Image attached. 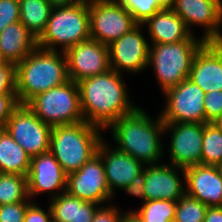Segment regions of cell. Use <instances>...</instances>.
Segmentation results:
<instances>
[{
    "label": "cell",
    "mask_w": 222,
    "mask_h": 222,
    "mask_svg": "<svg viewBox=\"0 0 222 222\" xmlns=\"http://www.w3.org/2000/svg\"><path fill=\"white\" fill-rule=\"evenodd\" d=\"M121 222H143L134 212L128 211L123 214Z\"/></svg>",
    "instance_id": "cell-40"
},
{
    "label": "cell",
    "mask_w": 222,
    "mask_h": 222,
    "mask_svg": "<svg viewBox=\"0 0 222 222\" xmlns=\"http://www.w3.org/2000/svg\"><path fill=\"white\" fill-rule=\"evenodd\" d=\"M52 9L47 0H19L20 22L38 39L46 29Z\"/></svg>",
    "instance_id": "cell-25"
},
{
    "label": "cell",
    "mask_w": 222,
    "mask_h": 222,
    "mask_svg": "<svg viewBox=\"0 0 222 222\" xmlns=\"http://www.w3.org/2000/svg\"><path fill=\"white\" fill-rule=\"evenodd\" d=\"M196 38L191 34L178 43L150 44L148 67L156 73L162 93L189 77L193 59L206 43Z\"/></svg>",
    "instance_id": "cell-6"
},
{
    "label": "cell",
    "mask_w": 222,
    "mask_h": 222,
    "mask_svg": "<svg viewBox=\"0 0 222 222\" xmlns=\"http://www.w3.org/2000/svg\"><path fill=\"white\" fill-rule=\"evenodd\" d=\"M170 8L191 34V25H198L205 28L201 37L205 42H222V0H170Z\"/></svg>",
    "instance_id": "cell-11"
},
{
    "label": "cell",
    "mask_w": 222,
    "mask_h": 222,
    "mask_svg": "<svg viewBox=\"0 0 222 222\" xmlns=\"http://www.w3.org/2000/svg\"><path fill=\"white\" fill-rule=\"evenodd\" d=\"M204 110L206 124L211 123L217 117L222 115V91H212L205 93Z\"/></svg>",
    "instance_id": "cell-34"
},
{
    "label": "cell",
    "mask_w": 222,
    "mask_h": 222,
    "mask_svg": "<svg viewBox=\"0 0 222 222\" xmlns=\"http://www.w3.org/2000/svg\"><path fill=\"white\" fill-rule=\"evenodd\" d=\"M122 73L110 69L77 82L80 107L87 123L104 130L137 107L130 102Z\"/></svg>",
    "instance_id": "cell-1"
},
{
    "label": "cell",
    "mask_w": 222,
    "mask_h": 222,
    "mask_svg": "<svg viewBox=\"0 0 222 222\" xmlns=\"http://www.w3.org/2000/svg\"><path fill=\"white\" fill-rule=\"evenodd\" d=\"M4 129L32 158L50 151L52 126L38 118L26 104L11 113Z\"/></svg>",
    "instance_id": "cell-10"
},
{
    "label": "cell",
    "mask_w": 222,
    "mask_h": 222,
    "mask_svg": "<svg viewBox=\"0 0 222 222\" xmlns=\"http://www.w3.org/2000/svg\"><path fill=\"white\" fill-rule=\"evenodd\" d=\"M26 105L38 118L52 127L85 121L80 107L78 85L70 79L60 86L35 95Z\"/></svg>",
    "instance_id": "cell-7"
},
{
    "label": "cell",
    "mask_w": 222,
    "mask_h": 222,
    "mask_svg": "<svg viewBox=\"0 0 222 222\" xmlns=\"http://www.w3.org/2000/svg\"><path fill=\"white\" fill-rule=\"evenodd\" d=\"M203 222H222V206L208 207Z\"/></svg>",
    "instance_id": "cell-39"
},
{
    "label": "cell",
    "mask_w": 222,
    "mask_h": 222,
    "mask_svg": "<svg viewBox=\"0 0 222 222\" xmlns=\"http://www.w3.org/2000/svg\"><path fill=\"white\" fill-rule=\"evenodd\" d=\"M103 129L86 121L53 126L50 152L66 175L78 171L98 152Z\"/></svg>",
    "instance_id": "cell-4"
},
{
    "label": "cell",
    "mask_w": 222,
    "mask_h": 222,
    "mask_svg": "<svg viewBox=\"0 0 222 222\" xmlns=\"http://www.w3.org/2000/svg\"><path fill=\"white\" fill-rule=\"evenodd\" d=\"M207 208L201 201L185 194L176 202L173 222H203Z\"/></svg>",
    "instance_id": "cell-30"
},
{
    "label": "cell",
    "mask_w": 222,
    "mask_h": 222,
    "mask_svg": "<svg viewBox=\"0 0 222 222\" xmlns=\"http://www.w3.org/2000/svg\"><path fill=\"white\" fill-rule=\"evenodd\" d=\"M37 47V38L20 22L8 25L0 33V56L3 61L21 62Z\"/></svg>",
    "instance_id": "cell-22"
},
{
    "label": "cell",
    "mask_w": 222,
    "mask_h": 222,
    "mask_svg": "<svg viewBox=\"0 0 222 222\" xmlns=\"http://www.w3.org/2000/svg\"><path fill=\"white\" fill-rule=\"evenodd\" d=\"M218 167V169H219V172H220V174H221V177H222V164H220L219 166H217Z\"/></svg>",
    "instance_id": "cell-43"
},
{
    "label": "cell",
    "mask_w": 222,
    "mask_h": 222,
    "mask_svg": "<svg viewBox=\"0 0 222 222\" xmlns=\"http://www.w3.org/2000/svg\"><path fill=\"white\" fill-rule=\"evenodd\" d=\"M184 171L186 195L207 207L222 206V177L217 166L199 164Z\"/></svg>",
    "instance_id": "cell-18"
},
{
    "label": "cell",
    "mask_w": 222,
    "mask_h": 222,
    "mask_svg": "<svg viewBox=\"0 0 222 222\" xmlns=\"http://www.w3.org/2000/svg\"><path fill=\"white\" fill-rule=\"evenodd\" d=\"M31 157L3 128L0 129V173L27 176Z\"/></svg>",
    "instance_id": "cell-24"
},
{
    "label": "cell",
    "mask_w": 222,
    "mask_h": 222,
    "mask_svg": "<svg viewBox=\"0 0 222 222\" xmlns=\"http://www.w3.org/2000/svg\"><path fill=\"white\" fill-rule=\"evenodd\" d=\"M132 14L138 24H143L148 18L164 8L170 7V0H119Z\"/></svg>",
    "instance_id": "cell-29"
},
{
    "label": "cell",
    "mask_w": 222,
    "mask_h": 222,
    "mask_svg": "<svg viewBox=\"0 0 222 222\" xmlns=\"http://www.w3.org/2000/svg\"><path fill=\"white\" fill-rule=\"evenodd\" d=\"M65 192L100 206L114 197L107 183L102 158L96 154L78 171L66 175ZM110 200V201H109Z\"/></svg>",
    "instance_id": "cell-12"
},
{
    "label": "cell",
    "mask_w": 222,
    "mask_h": 222,
    "mask_svg": "<svg viewBox=\"0 0 222 222\" xmlns=\"http://www.w3.org/2000/svg\"><path fill=\"white\" fill-rule=\"evenodd\" d=\"M52 220L53 218L50 206L47 212L36 203H33V201L27 207L24 222H51Z\"/></svg>",
    "instance_id": "cell-37"
},
{
    "label": "cell",
    "mask_w": 222,
    "mask_h": 222,
    "mask_svg": "<svg viewBox=\"0 0 222 222\" xmlns=\"http://www.w3.org/2000/svg\"><path fill=\"white\" fill-rule=\"evenodd\" d=\"M31 203L28 197L22 202L0 205V222H24L27 207Z\"/></svg>",
    "instance_id": "cell-31"
},
{
    "label": "cell",
    "mask_w": 222,
    "mask_h": 222,
    "mask_svg": "<svg viewBox=\"0 0 222 222\" xmlns=\"http://www.w3.org/2000/svg\"><path fill=\"white\" fill-rule=\"evenodd\" d=\"M176 202L170 200L145 201L136 211L132 210L143 222H173Z\"/></svg>",
    "instance_id": "cell-27"
},
{
    "label": "cell",
    "mask_w": 222,
    "mask_h": 222,
    "mask_svg": "<svg viewBox=\"0 0 222 222\" xmlns=\"http://www.w3.org/2000/svg\"><path fill=\"white\" fill-rule=\"evenodd\" d=\"M220 132H222V115L211 122Z\"/></svg>",
    "instance_id": "cell-42"
},
{
    "label": "cell",
    "mask_w": 222,
    "mask_h": 222,
    "mask_svg": "<svg viewBox=\"0 0 222 222\" xmlns=\"http://www.w3.org/2000/svg\"><path fill=\"white\" fill-rule=\"evenodd\" d=\"M145 200H170L177 202L186 194L177 170L182 171L185 181V171L182 167L172 164H157L145 166Z\"/></svg>",
    "instance_id": "cell-17"
},
{
    "label": "cell",
    "mask_w": 222,
    "mask_h": 222,
    "mask_svg": "<svg viewBox=\"0 0 222 222\" xmlns=\"http://www.w3.org/2000/svg\"><path fill=\"white\" fill-rule=\"evenodd\" d=\"M164 125L160 115L157 120H152L145 110L137 106L107 129H112L111 134L117 149L145 165H157L164 153L160 139L164 135Z\"/></svg>",
    "instance_id": "cell-2"
},
{
    "label": "cell",
    "mask_w": 222,
    "mask_h": 222,
    "mask_svg": "<svg viewBox=\"0 0 222 222\" xmlns=\"http://www.w3.org/2000/svg\"><path fill=\"white\" fill-rule=\"evenodd\" d=\"M142 25H147L152 44L178 43L191 35L183 20L170 7L157 12Z\"/></svg>",
    "instance_id": "cell-21"
},
{
    "label": "cell",
    "mask_w": 222,
    "mask_h": 222,
    "mask_svg": "<svg viewBox=\"0 0 222 222\" xmlns=\"http://www.w3.org/2000/svg\"><path fill=\"white\" fill-rule=\"evenodd\" d=\"M90 39L89 2L78 0L71 5L54 6L46 29L37 39V47L65 52ZM57 46V47H56Z\"/></svg>",
    "instance_id": "cell-5"
},
{
    "label": "cell",
    "mask_w": 222,
    "mask_h": 222,
    "mask_svg": "<svg viewBox=\"0 0 222 222\" xmlns=\"http://www.w3.org/2000/svg\"><path fill=\"white\" fill-rule=\"evenodd\" d=\"M123 214L117 206L111 204L108 207L107 205L99 206L95 211L92 222H121Z\"/></svg>",
    "instance_id": "cell-36"
},
{
    "label": "cell",
    "mask_w": 222,
    "mask_h": 222,
    "mask_svg": "<svg viewBox=\"0 0 222 222\" xmlns=\"http://www.w3.org/2000/svg\"><path fill=\"white\" fill-rule=\"evenodd\" d=\"M188 78L205 93L222 91V42H206L199 49Z\"/></svg>",
    "instance_id": "cell-19"
},
{
    "label": "cell",
    "mask_w": 222,
    "mask_h": 222,
    "mask_svg": "<svg viewBox=\"0 0 222 222\" xmlns=\"http://www.w3.org/2000/svg\"><path fill=\"white\" fill-rule=\"evenodd\" d=\"M90 38L109 45L138 23L119 0H88Z\"/></svg>",
    "instance_id": "cell-8"
},
{
    "label": "cell",
    "mask_w": 222,
    "mask_h": 222,
    "mask_svg": "<svg viewBox=\"0 0 222 222\" xmlns=\"http://www.w3.org/2000/svg\"><path fill=\"white\" fill-rule=\"evenodd\" d=\"M64 53L68 78L76 83L110 70L108 46L91 38L68 48Z\"/></svg>",
    "instance_id": "cell-13"
},
{
    "label": "cell",
    "mask_w": 222,
    "mask_h": 222,
    "mask_svg": "<svg viewBox=\"0 0 222 222\" xmlns=\"http://www.w3.org/2000/svg\"><path fill=\"white\" fill-rule=\"evenodd\" d=\"M27 198V176L0 173V205L22 202Z\"/></svg>",
    "instance_id": "cell-26"
},
{
    "label": "cell",
    "mask_w": 222,
    "mask_h": 222,
    "mask_svg": "<svg viewBox=\"0 0 222 222\" xmlns=\"http://www.w3.org/2000/svg\"><path fill=\"white\" fill-rule=\"evenodd\" d=\"M166 106L160 117L164 123L206 124L205 92L189 78L163 92Z\"/></svg>",
    "instance_id": "cell-9"
},
{
    "label": "cell",
    "mask_w": 222,
    "mask_h": 222,
    "mask_svg": "<svg viewBox=\"0 0 222 222\" xmlns=\"http://www.w3.org/2000/svg\"><path fill=\"white\" fill-rule=\"evenodd\" d=\"M19 105L16 93H0V129H3L12 111Z\"/></svg>",
    "instance_id": "cell-35"
},
{
    "label": "cell",
    "mask_w": 222,
    "mask_h": 222,
    "mask_svg": "<svg viewBox=\"0 0 222 222\" xmlns=\"http://www.w3.org/2000/svg\"><path fill=\"white\" fill-rule=\"evenodd\" d=\"M107 141L102 140L97 154L102 158L106 179L112 195L115 189L123 190L144 169V164L131 157L116 146L111 149L106 146Z\"/></svg>",
    "instance_id": "cell-20"
},
{
    "label": "cell",
    "mask_w": 222,
    "mask_h": 222,
    "mask_svg": "<svg viewBox=\"0 0 222 222\" xmlns=\"http://www.w3.org/2000/svg\"><path fill=\"white\" fill-rule=\"evenodd\" d=\"M52 218L56 222H92L95 211L100 206L83 201L64 192L50 199Z\"/></svg>",
    "instance_id": "cell-23"
},
{
    "label": "cell",
    "mask_w": 222,
    "mask_h": 222,
    "mask_svg": "<svg viewBox=\"0 0 222 222\" xmlns=\"http://www.w3.org/2000/svg\"><path fill=\"white\" fill-rule=\"evenodd\" d=\"M201 164L211 166L222 164V132L212 123L204 124Z\"/></svg>",
    "instance_id": "cell-28"
},
{
    "label": "cell",
    "mask_w": 222,
    "mask_h": 222,
    "mask_svg": "<svg viewBox=\"0 0 222 222\" xmlns=\"http://www.w3.org/2000/svg\"><path fill=\"white\" fill-rule=\"evenodd\" d=\"M204 124L201 123H165L164 134L170 131V163L186 168L201 164Z\"/></svg>",
    "instance_id": "cell-15"
},
{
    "label": "cell",
    "mask_w": 222,
    "mask_h": 222,
    "mask_svg": "<svg viewBox=\"0 0 222 222\" xmlns=\"http://www.w3.org/2000/svg\"><path fill=\"white\" fill-rule=\"evenodd\" d=\"M68 80L65 53L36 47L16 64L17 101L19 104H26L35 95Z\"/></svg>",
    "instance_id": "cell-3"
},
{
    "label": "cell",
    "mask_w": 222,
    "mask_h": 222,
    "mask_svg": "<svg viewBox=\"0 0 222 222\" xmlns=\"http://www.w3.org/2000/svg\"><path fill=\"white\" fill-rule=\"evenodd\" d=\"M19 18V0H0V33Z\"/></svg>",
    "instance_id": "cell-32"
},
{
    "label": "cell",
    "mask_w": 222,
    "mask_h": 222,
    "mask_svg": "<svg viewBox=\"0 0 222 222\" xmlns=\"http://www.w3.org/2000/svg\"><path fill=\"white\" fill-rule=\"evenodd\" d=\"M47 1L54 7V6L71 5L77 2L78 0H47Z\"/></svg>",
    "instance_id": "cell-41"
},
{
    "label": "cell",
    "mask_w": 222,
    "mask_h": 222,
    "mask_svg": "<svg viewBox=\"0 0 222 222\" xmlns=\"http://www.w3.org/2000/svg\"><path fill=\"white\" fill-rule=\"evenodd\" d=\"M0 93H16V64L0 62Z\"/></svg>",
    "instance_id": "cell-33"
},
{
    "label": "cell",
    "mask_w": 222,
    "mask_h": 222,
    "mask_svg": "<svg viewBox=\"0 0 222 222\" xmlns=\"http://www.w3.org/2000/svg\"><path fill=\"white\" fill-rule=\"evenodd\" d=\"M145 167L141 173H139L136 178L131 182L130 185H127L122 191L127 192L130 195L139 197L142 199L143 203L145 200Z\"/></svg>",
    "instance_id": "cell-38"
},
{
    "label": "cell",
    "mask_w": 222,
    "mask_h": 222,
    "mask_svg": "<svg viewBox=\"0 0 222 222\" xmlns=\"http://www.w3.org/2000/svg\"><path fill=\"white\" fill-rule=\"evenodd\" d=\"M142 24L108 45L110 69L138 73L148 66L150 44L141 33Z\"/></svg>",
    "instance_id": "cell-14"
},
{
    "label": "cell",
    "mask_w": 222,
    "mask_h": 222,
    "mask_svg": "<svg viewBox=\"0 0 222 222\" xmlns=\"http://www.w3.org/2000/svg\"><path fill=\"white\" fill-rule=\"evenodd\" d=\"M66 174L61 165L50 151L31 158L30 169L27 175L28 197L39 196L45 192L53 199L65 192ZM55 190H61L55 192ZM57 193V194H56Z\"/></svg>",
    "instance_id": "cell-16"
}]
</instances>
